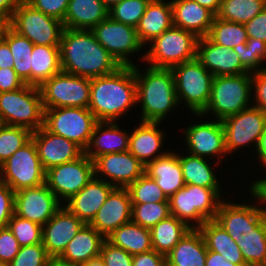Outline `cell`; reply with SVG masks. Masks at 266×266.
I'll list each match as a JSON object with an SVG mask.
<instances>
[{
  "instance_id": "6",
  "label": "cell",
  "mask_w": 266,
  "mask_h": 266,
  "mask_svg": "<svg viewBox=\"0 0 266 266\" xmlns=\"http://www.w3.org/2000/svg\"><path fill=\"white\" fill-rule=\"evenodd\" d=\"M252 92V73L213 77L211 95L205 111H210L217 120L237 114L251 106L249 101Z\"/></svg>"
},
{
  "instance_id": "19",
  "label": "cell",
  "mask_w": 266,
  "mask_h": 266,
  "mask_svg": "<svg viewBox=\"0 0 266 266\" xmlns=\"http://www.w3.org/2000/svg\"><path fill=\"white\" fill-rule=\"evenodd\" d=\"M31 139L45 171L74 161L84 154V150L75 142L49 132L44 126L32 132Z\"/></svg>"
},
{
  "instance_id": "54",
  "label": "cell",
  "mask_w": 266,
  "mask_h": 266,
  "mask_svg": "<svg viewBox=\"0 0 266 266\" xmlns=\"http://www.w3.org/2000/svg\"><path fill=\"white\" fill-rule=\"evenodd\" d=\"M248 38L266 42V7L249 22L244 24Z\"/></svg>"
},
{
  "instance_id": "27",
  "label": "cell",
  "mask_w": 266,
  "mask_h": 266,
  "mask_svg": "<svg viewBox=\"0 0 266 266\" xmlns=\"http://www.w3.org/2000/svg\"><path fill=\"white\" fill-rule=\"evenodd\" d=\"M105 240L106 238L95 228L85 224L57 259L64 263L80 266L90 259L100 256Z\"/></svg>"
},
{
  "instance_id": "31",
  "label": "cell",
  "mask_w": 266,
  "mask_h": 266,
  "mask_svg": "<svg viewBox=\"0 0 266 266\" xmlns=\"http://www.w3.org/2000/svg\"><path fill=\"white\" fill-rule=\"evenodd\" d=\"M109 16V9L101 0H70L64 18V27L92 30Z\"/></svg>"
},
{
  "instance_id": "57",
  "label": "cell",
  "mask_w": 266,
  "mask_h": 266,
  "mask_svg": "<svg viewBox=\"0 0 266 266\" xmlns=\"http://www.w3.org/2000/svg\"><path fill=\"white\" fill-rule=\"evenodd\" d=\"M14 60L8 43L0 41V68H13Z\"/></svg>"
},
{
  "instance_id": "39",
  "label": "cell",
  "mask_w": 266,
  "mask_h": 266,
  "mask_svg": "<svg viewBox=\"0 0 266 266\" xmlns=\"http://www.w3.org/2000/svg\"><path fill=\"white\" fill-rule=\"evenodd\" d=\"M237 245L247 266H266V217Z\"/></svg>"
},
{
  "instance_id": "5",
  "label": "cell",
  "mask_w": 266,
  "mask_h": 266,
  "mask_svg": "<svg viewBox=\"0 0 266 266\" xmlns=\"http://www.w3.org/2000/svg\"><path fill=\"white\" fill-rule=\"evenodd\" d=\"M220 197L214 189L186 184L169 198L170 215L198 229L206 221L215 220ZM189 220L195 221V225Z\"/></svg>"
},
{
  "instance_id": "67",
  "label": "cell",
  "mask_w": 266,
  "mask_h": 266,
  "mask_svg": "<svg viewBox=\"0 0 266 266\" xmlns=\"http://www.w3.org/2000/svg\"><path fill=\"white\" fill-rule=\"evenodd\" d=\"M251 186L254 187H266V178L265 179H261V180H257L256 182L254 181L253 183H251Z\"/></svg>"
},
{
  "instance_id": "33",
  "label": "cell",
  "mask_w": 266,
  "mask_h": 266,
  "mask_svg": "<svg viewBox=\"0 0 266 266\" xmlns=\"http://www.w3.org/2000/svg\"><path fill=\"white\" fill-rule=\"evenodd\" d=\"M205 240L207 250L223 255L227 261L238 265L247 266L237 242L215 220H208L199 228Z\"/></svg>"
},
{
  "instance_id": "16",
  "label": "cell",
  "mask_w": 266,
  "mask_h": 266,
  "mask_svg": "<svg viewBox=\"0 0 266 266\" xmlns=\"http://www.w3.org/2000/svg\"><path fill=\"white\" fill-rule=\"evenodd\" d=\"M221 122L227 154L252 143H255L257 148L261 135L266 131V114L252 104L251 107L228 116Z\"/></svg>"
},
{
  "instance_id": "63",
  "label": "cell",
  "mask_w": 266,
  "mask_h": 266,
  "mask_svg": "<svg viewBox=\"0 0 266 266\" xmlns=\"http://www.w3.org/2000/svg\"><path fill=\"white\" fill-rule=\"evenodd\" d=\"M80 266H104V262H103V259L100 256H98V257L90 259L88 262Z\"/></svg>"
},
{
  "instance_id": "60",
  "label": "cell",
  "mask_w": 266,
  "mask_h": 266,
  "mask_svg": "<svg viewBox=\"0 0 266 266\" xmlns=\"http://www.w3.org/2000/svg\"><path fill=\"white\" fill-rule=\"evenodd\" d=\"M233 49L239 56L242 66L250 72V52L246 43L238 44Z\"/></svg>"
},
{
  "instance_id": "25",
  "label": "cell",
  "mask_w": 266,
  "mask_h": 266,
  "mask_svg": "<svg viewBox=\"0 0 266 266\" xmlns=\"http://www.w3.org/2000/svg\"><path fill=\"white\" fill-rule=\"evenodd\" d=\"M129 136L115 122L98 121L84 154L94 161L101 155L129 151Z\"/></svg>"
},
{
  "instance_id": "8",
  "label": "cell",
  "mask_w": 266,
  "mask_h": 266,
  "mask_svg": "<svg viewBox=\"0 0 266 266\" xmlns=\"http://www.w3.org/2000/svg\"><path fill=\"white\" fill-rule=\"evenodd\" d=\"M171 70L174 75L179 104L183 101L194 115H201L210 100L213 74L196 58L175 65Z\"/></svg>"
},
{
  "instance_id": "66",
  "label": "cell",
  "mask_w": 266,
  "mask_h": 266,
  "mask_svg": "<svg viewBox=\"0 0 266 266\" xmlns=\"http://www.w3.org/2000/svg\"><path fill=\"white\" fill-rule=\"evenodd\" d=\"M103 4L108 8H112L114 5L122 2L123 0H101Z\"/></svg>"
},
{
  "instance_id": "32",
  "label": "cell",
  "mask_w": 266,
  "mask_h": 266,
  "mask_svg": "<svg viewBox=\"0 0 266 266\" xmlns=\"http://www.w3.org/2000/svg\"><path fill=\"white\" fill-rule=\"evenodd\" d=\"M207 246L199 229H191L166 255L170 266H205Z\"/></svg>"
},
{
  "instance_id": "46",
  "label": "cell",
  "mask_w": 266,
  "mask_h": 266,
  "mask_svg": "<svg viewBox=\"0 0 266 266\" xmlns=\"http://www.w3.org/2000/svg\"><path fill=\"white\" fill-rule=\"evenodd\" d=\"M151 0H123L109 9V16L118 22L136 28Z\"/></svg>"
},
{
  "instance_id": "55",
  "label": "cell",
  "mask_w": 266,
  "mask_h": 266,
  "mask_svg": "<svg viewBox=\"0 0 266 266\" xmlns=\"http://www.w3.org/2000/svg\"><path fill=\"white\" fill-rule=\"evenodd\" d=\"M25 85L13 68H0V93L17 90Z\"/></svg>"
},
{
  "instance_id": "36",
  "label": "cell",
  "mask_w": 266,
  "mask_h": 266,
  "mask_svg": "<svg viewBox=\"0 0 266 266\" xmlns=\"http://www.w3.org/2000/svg\"><path fill=\"white\" fill-rule=\"evenodd\" d=\"M191 229L183 221L169 215L150 229L153 250L166 256Z\"/></svg>"
},
{
  "instance_id": "14",
  "label": "cell",
  "mask_w": 266,
  "mask_h": 266,
  "mask_svg": "<svg viewBox=\"0 0 266 266\" xmlns=\"http://www.w3.org/2000/svg\"><path fill=\"white\" fill-rule=\"evenodd\" d=\"M96 40L117 60L121 66H134L128 58L144 46L134 27L113 20L108 16L91 30Z\"/></svg>"
},
{
  "instance_id": "50",
  "label": "cell",
  "mask_w": 266,
  "mask_h": 266,
  "mask_svg": "<svg viewBox=\"0 0 266 266\" xmlns=\"http://www.w3.org/2000/svg\"><path fill=\"white\" fill-rule=\"evenodd\" d=\"M20 247L8 227L0 229V264L8 265L18 254Z\"/></svg>"
},
{
  "instance_id": "11",
  "label": "cell",
  "mask_w": 266,
  "mask_h": 266,
  "mask_svg": "<svg viewBox=\"0 0 266 266\" xmlns=\"http://www.w3.org/2000/svg\"><path fill=\"white\" fill-rule=\"evenodd\" d=\"M90 87V78L61 71L39 86L43 108H88Z\"/></svg>"
},
{
  "instance_id": "51",
  "label": "cell",
  "mask_w": 266,
  "mask_h": 266,
  "mask_svg": "<svg viewBox=\"0 0 266 266\" xmlns=\"http://www.w3.org/2000/svg\"><path fill=\"white\" fill-rule=\"evenodd\" d=\"M15 192L0 181V229L7 227L14 215Z\"/></svg>"
},
{
  "instance_id": "38",
  "label": "cell",
  "mask_w": 266,
  "mask_h": 266,
  "mask_svg": "<svg viewBox=\"0 0 266 266\" xmlns=\"http://www.w3.org/2000/svg\"><path fill=\"white\" fill-rule=\"evenodd\" d=\"M3 39L8 43L13 55V69L25 84L31 85V54L34 44L10 26L5 31Z\"/></svg>"
},
{
  "instance_id": "7",
  "label": "cell",
  "mask_w": 266,
  "mask_h": 266,
  "mask_svg": "<svg viewBox=\"0 0 266 266\" xmlns=\"http://www.w3.org/2000/svg\"><path fill=\"white\" fill-rule=\"evenodd\" d=\"M198 39L194 33L173 25L150 42L149 51L141 59L151 67L171 69L196 58Z\"/></svg>"
},
{
  "instance_id": "13",
  "label": "cell",
  "mask_w": 266,
  "mask_h": 266,
  "mask_svg": "<svg viewBox=\"0 0 266 266\" xmlns=\"http://www.w3.org/2000/svg\"><path fill=\"white\" fill-rule=\"evenodd\" d=\"M94 176V162L83 154L74 161L47 170L45 184L58 200L63 198L67 202L82 190Z\"/></svg>"
},
{
  "instance_id": "65",
  "label": "cell",
  "mask_w": 266,
  "mask_h": 266,
  "mask_svg": "<svg viewBox=\"0 0 266 266\" xmlns=\"http://www.w3.org/2000/svg\"><path fill=\"white\" fill-rule=\"evenodd\" d=\"M48 266H76V265L64 263V262L60 261L59 259H51Z\"/></svg>"
},
{
  "instance_id": "30",
  "label": "cell",
  "mask_w": 266,
  "mask_h": 266,
  "mask_svg": "<svg viewBox=\"0 0 266 266\" xmlns=\"http://www.w3.org/2000/svg\"><path fill=\"white\" fill-rule=\"evenodd\" d=\"M173 26L172 5L163 0H151L136 26L141 43L146 45Z\"/></svg>"
},
{
  "instance_id": "18",
  "label": "cell",
  "mask_w": 266,
  "mask_h": 266,
  "mask_svg": "<svg viewBox=\"0 0 266 266\" xmlns=\"http://www.w3.org/2000/svg\"><path fill=\"white\" fill-rule=\"evenodd\" d=\"M93 162L95 177L106 176L117 188H127L145 173V166L129 151L101 155Z\"/></svg>"
},
{
  "instance_id": "64",
  "label": "cell",
  "mask_w": 266,
  "mask_h": 266,
  "mask_svg": "<svg viewBox=\"0 0 266 266\" xmlns=\"http://www.w3.org/2000/svg\"><path fill=\"white\" fill-rule=\"evenodd\" d=\"M8 27L9 21L4 17H0V41L3 39L5 31Z\"/></svg>"
},
{
  "instance_id": "1",
  "label": "cell",
  "mask_w": 266,
  "mask_h": 266,
  "mask_svg": "<svg viewBox=\"0 0 266 266\" xmlns=\"http://www.w3.org/2000/svg\"><path fill=\"white\" fill-rule=\"evenodd\" d=\"M63 72L86 78L107 76L122 67L91 30L65 28L59 45Z\"/></svg>"
},
{
  "instance_id": "15",
  "label": "cell",
  "mask_w": 266,
  "mask_h": 266,
  "mask_svg": "<svg viewBox=\"0 0 266 266\" xmlns=\"http://www.w3.org/2000/svg\"><path fill=\"white\" fill-rule=\"evenodd\" d=\"M253 198L266 204V196L250 185ZM237 204L222 201L217 211L215 221L219 223L231 236L238 241L255 228L265 217L266 208H259L258 205Z\"/></svg>"
},
{
  "instance_id": "40",
  "label": "cell",
  "mask_w": 266,
  "mask_h": 266,
  "mask_svg": "<svg viewBox=\"0 0 266 266\" xmlns=\"http://www.w3.org/2000/svg\"><path fill=\"white\" fill-rule=\"evenodd\" d=\"M266 7V0H222L218 18L246 24Z\"/></svg>"
},
{
  "instance_id": "37",
  "label": "cell",
  "mask_w": 266,
  "mask_h": 266,
  "mask_svg": "<svg viewBox=\"0 0 266 266\" xmlns=\"http://www.w3.org/2000/svg\"><path fill=\"white\" fill-rule=\"evenodd\" d=\"M188 154L185 157L179 155L185 184L214 189L221 196L220 184L212 166H209L210 164L206 161L207 157L204 159L203 157Z\"/></svg>"
},
{
  "instance_id": "41",
  "label": "cell",
  "mask_w": 266,
  "mask_h": 266,
  "mask_svg": "<svg viewBox=\"0 0 266 266\" xmlns=\"http://www.w3.org/2000/svg\"><path fill=\"white\" fill-rule=\"evenodd\" d=\"M208 37L216 44L234 48L248 40L244 24L222 20L215 16Z\"/></svg>"
},
{
  "instance_id": "47",
  "label": "cell",
  "mask_w": 266,
  "mask_h": 266,
  "mask_svg": "<svg viewBox=\"0 0 266 266\" xmlns=\"http://www.w3.org/2000/svg\"><path fill=\"white\" fill-rule=\"evenodd\" d=\"M52 258L42 243L21 246L18 254L7 266H48Z\"/></svg>"
},
{
  "instance_id": "35",
  "label": "cell",
  "mask_w": 266,
  "mask_h": 266,
  "mask_svg": "<svg viewBox=\"0 0 266 266\" xmlns=\"http://www.w3.org/2000/svg\"><path fill=\"white\" fill-rule=\"evenodd\" d=\"M61 71L59 46L34 45L31 54V85L39 87Z\"/></svg>"
},
{
  "instance_id": "53",
  "label": "cell",
  "mask_w": 266,
  "mask_h": 266,
  "mask_svg": "<svg viewBox=\"0 0 266 266\" xmlns=\"http://www.w3.org/2000/svg\"><path fill=\"white\" fill-rule=\"evenodd\" d=\"M252 89L255 92L253 106L266 114V69L252 73Z\"/></svg>"
},
{
  "instance_id": "49",
  "label": "cell",
  "mask_w": 266,
  "mask_h": 266,
  "mask_svg": "<svg viewBox=\"0 0 266 266\" xmlns=\"http://www.w3.org/2000/svg\"><path fill=\"white\" fill-rule=\"evenodd\" d=\"M33 8L64 22L70 0H25Z\"/></svg>"
},
{
  "instance_id": "56",
  "label": "cell",
  "mask_w": 266,
  "mask_h": 266,
  "mask_svg": "<svg viewBox=\"0 0 266 266\" xmlns=\"http://www.w3.org/2000/svg\"><path fill=\"white\" fill-rule=\"evenodd\" d=\"M166 256L151 250L149 252L133 255L132 266H165Z\"/></svg>"
},
{
  "instance_id": "59",
  "label": "cell",
  "mask_w": 266,
  "mask_h": 266,
  "mask_svg": "<svg viewBox=\"0 0 266 266\" xmlns=\"http://www.w3.org/2000/svg\"><path fill=\"white\" fill-rule=\"evenodd\" d=\"M205 266H238L226 260V258L214 251L207 252Z\"/></svg>"
},
{
  "instance_id": "10",
  "label": "cell",
  "mask_w": 266,
  "mask_h": 266,
  "mask_svg": "<svg viewBox=\"0 0 266 266\" xmlns=\"http://www.w3.org/2000/svg\"><path fill=\"white\" fill-rule=\"evenodd\" d=\"M9 26L34 45L59 46L65 29L62 21L33 8L26 1L13 12Z\"/></svg>"
},
{
  "instance_id": "42",
  "label": "cell",
  "mask_w": 266,
  "mask_h": 266,
  "mask_svg": "<svg viewBox=\"0 0 266 266\" xmlns=\"http://www.w3.org/2000/svg\"><path fill=\"white\" fill-rule=\"evenodd\" d=\"M31 135L27 128L0 124V165L24 146Z\"/></svg>"
},
{
  "instance_id": "26",
  "label": "cell",
  "mask_w": 266,
  "mask_h": 266,
  "mask_svg": "<svg viewBox=\"0 0 266 266\" xmlns=\"http://www.w3.org/2000/svg\"><path fill=\"white\" fill-rule=\"evenodd\" d=\"M173 25L194 33L198 38L208 36L215 14L193 0L170 1Z\"/></svg>"
},
{
  "instance_id": "48",
  "label": "cell",
  "mask_w": 266,
  "mask_h": 266,
  "mask_svg": "<svg viewBox=\"0 0 266 266\" xmlns=\"http://www.w3.org/2000/svg\"><path fill=\"white\" fill-rule=\"evenodd\" d=\"M100 257L103 259L104 266H132L133 256L107 240L103 242Z\"/></svg>"
},
{
  "instance_id": "9",
  "label": "cell",
  "mask_w": 266,
  "mask_h": 266,
  "mask_svg": "<svg viewBox=\"0 0 266 266\" xmlns=\"http://www.w3.org/2000/svg\"><path fill=\"white\" fill-rule=\"evenodd\" d=\"M97 122L88 108L44 109V127L55 135L75 142L83 150L87 148Z\"/></svg>"
},
{
  "instance_id": "43",
  "label": "cell",
  "mask_w": 266,
  "mask_h": 266,
  "mask_svg": "<svg viewBox=\"0 0 266 266\" xmlns=\"http://www.w3.org/2000/svg\"><path fill=\"white\" fill-rule=\"evenodd\" d=\"M132 204L148 202H169V198L156 184L155 180L147 174H143L135 182L127 187Z\"/></svg>"
},
{
  "instance_id": "12",
  "label": "cell",
  "mask_w": 266,
  "mask_h": 266,
  "mask_svg": "<svg viewBox=\"0 0 266 266\" xmlns=\"http://www.w3.org/2000/svg\"><path fill=\"white\" fill-rule=\"evenodd\" d=\"M45 176L32 139L0 165V181L14 192L44 184Z\"/></svg>"
},
{
  "instance_id": "20",
  "label": "cell",
  "mask_w": 266,
  "mask_h": 266,
  "mask_svg": "<svg viewBox=\"0 0 266 266\" xmlns=\"http://www.w3.org/2000/svg\"><path fill=\"white\" fill-rule=\"evenodd\" d=\"M85 225L76 215L62 206L55 215L42 226V244L52 259H57L67 244Z\"/></svg>"
},
{
  "instance_id": "44",
  "label": "cell",
  "mask_w": 266,
  "mask_h": 266,
  "mask_svg": "<svg viewBox=\"0 0 266 266\" xmlns=\"http://www.w3.org/2000/svg\"><path fill=\"white\" fill-rule=\"evenodd\" d=\"M169 215V202L132 204V221L145 228L151 229Z\"/></svg>"
},
{
  "instance_id": "2",
  "label": "cell",
  "mask_w": 266,
  "mask_h": 266,
  "mask_svg": "<svg viewBox=\"0 0 266 266\" xmlns=\"http://www.w3.org/2000/svg\"><path fill=\"white\" fill-rule=\"evenodd\" d=\"M134 104L137 105L135 65L91 79L88 109L97 121L116 122Z\"/></svg>"
},
{
  "instance_id": "52",
  "label": "cell",
  "mask_w": 266,
  "mask_h": 266,
  "mask_svg": "<svg viewBox=\"0 0 266 266\" xmlns=\"http://www.w3.org/2000/svg\"><path fill=\"white\" fill-rule=\"evenodd\" d=\"M246 46L249 48L250 52V73L266 69L260 67L263 61L266 60V42L259 39L248 38Z\"/></svg>"
},
{
  "instance_id": "23",
  "label": "cell",
  "mask_w": 266,
  "mask_h": 266,
  "mask_svg": "<svg viewBox=\"0 0 266 266\" xmlns=\"http://www.w3.org/2000/svg\"><path fill=\"white\" fill-rule=\"evenodd\" d=\"M185 143L190 154L203 157L226 155L225 133L221 120L187 126Z\"/></svg>"
},
{
  "instance_id": "29",
  "label": "cell",
  "mask_w": 266,
  "mask_h": 266,
  "mask_svg": "<svg viewBox=\"0 0 266 266\" xmlns=\"http://www.w3.org/2000/svg\"><path fill=\"white\" fill-rule=\"evenodd\" d=\"M145 174L155 180L168 198L186 185L179 154H175V152H168L148 163L145 166Z\"/></svg>"
},
{
  "instance_id": "62",
  "label": "cell",
  "mask_w": 266,
  "mask_h": 266,
  "mask_svg": "<svg viewBox=\"0 0 266 266\" xmlns=\"http://www.w3.org/2000/svg\"><path fill=\"white\" fill-rule=\"evenodd\" d=\"M260 161L266 167V131L261 135L257 148H255Z\"/></svg>"
},
{
  "instance_id": "3",
  "label": "cell",
  "mask_w": 266,
  "mask_h": 266,
  "mask_svg": "<svg viewBox=\"0 0 266 266\" xmlns=\"http://www.w3.org/2000/svg\"><path fill=\"white\" fill-rule=\"evenodd\" d=\"M137 104L141 103L142 122H160L179 104L170 68L149 66L144 75L135 66Z\"/></svg>"
},
{
  "instance_id": "21",
  "label": "cell",
  "mask_w": 266,
  "mask_h": 266,
  "mask_svg": "<svg viewBox=\"0 0 266 266\" xmlns=\"http://www.w3.org/2000/svg\"><path fill=\"white\" fill-rule=\"evenodd\" d=\"M196 59L214 77L249 73L241 64L234 49L214 43L208 36L197 42Z\"/></svg>"
},
{
  "instance_id": "4",
  "label": "cell",
  "mask_w": 266,
  "mask_h": 266,
  "mask_svg": "<svg viewBox=\"0 0 266 266\" xmlns=\"http://www.w3.org/2000/svg\"><path fill=\"white\" fill-rule=\"evenodd\" d=\"M0 124L37 131L44 126V108L38 86L0 93Z\"/></svg>"
},
{
  "instance_id": "58",
  "label": "cell",
  "mask_w": 266,
  "mask_h": 266,
  "mask_svg": "<svg viewBox=\"0 0 266 266\" xmlns=\"http://www.w3.org/2000/svg\"><path fill=\"white\" fill-rule=\"evenodd\" d=\"M25 0H0V17L6 18L9 22L14 10Z\"/></svg>"
},
{
  "instance_id": "24",
  "label": "cell",
  "mask_w": 266,
  "mask_h": 266,
  "mask_svg": "<svg viewBox=\"0 0 266 266\" xmlns=\"http://www.w3.org/2000/svg\"><path fill=\"white\" fill-rule=\"evenodd\" d=\"M115 187L104 178H94L65 204L85 224H89Z\"/></svg>"
},
{
  "instance_id": "34",
  "label": "cell",
  "mask_w": 266,
  "mask_h": 266,
  "mask_svg": "<svg viewBox=\"0 0 266 266\" xmlns=\"http://www.w3.org/2000/svg\"><path fill=\"white\" fill-rule=\"evenodd\" d=\"M106 240L132 256L153 250L150 229L132 220L114 230L106 237Z\"/></svg>"
},
{
  "instance_id": "17",
  "label": "cell",
  "mask_w": 266,
  "mask_h": 266,
  "mask_svg": "<svg viewBox=\"0 0 266 266\" xmlns=\"http://www.w3.org/2000/svg\"><path fill=\"white\" fill-rule=\"evenodd\" d=\"M60 203L44 183L15 192L14 214L43 226L62 207Z\"/></svg>"
},
{
  "instance_id": "45",
  "label": "cell",
  "mask_w": 266,
  "mask_h": 266,
  "mask_svg": "<svg viewBox=\"0 0 266 266\" xmlns=\"http://www.w3.org/2000/svg\"><path fill=\"white\" fill-rule=\"evenodd\" d=\"M7 227L13 233L20 246L42 243V226L36 222L14 214Z\"/></svg>"
},
{
  "instance_id": "61",
  "label": "cell",
  "mask_w": 266,
  "mask_h": 266,
  "mask_svg": "<svg viewBox=\"0 0 266 266\" xmlns=\"http://www.w3.org/2000/svg\"><path fill=\"white\" fill-rule=\"evenodd\" d=\"M199 3L202 7H205L212 11L215 15L218 14L222 0H193Z\"/></svg>"
},
{
  "instance_id": "22",
  "label": "cell",
  "mask_w": 266,
  "mask_h": 266,
  "mask_svg": "<svg viewBox=\"0 0 266 266\" xmlns=\"http://www.w3.org/2000/svg\"><path fill=\"white\" fill-rule=\"evenodd\" d=\"M132 220V202L127 188L115 187L89 223L105 238Z\"/></svg>"
},
{
  "instance_id": "28",
  "label": "cell",
  "mask_w": 266,
  "mask_h": 266,
  "mask_svg": "<svg viewBox=\"0 0 266 266\" xmlns=\"http://www.w3.org/2000/svg\"><path fill=\"white\" fill-rule=\"evenodd\" d=\"M158 124L160 125V122L141 121V124L129 136V152L144 166L168 153L167 151L158 154L164 142V132L158 129Z\"/></svg>"
}]
</instances>
